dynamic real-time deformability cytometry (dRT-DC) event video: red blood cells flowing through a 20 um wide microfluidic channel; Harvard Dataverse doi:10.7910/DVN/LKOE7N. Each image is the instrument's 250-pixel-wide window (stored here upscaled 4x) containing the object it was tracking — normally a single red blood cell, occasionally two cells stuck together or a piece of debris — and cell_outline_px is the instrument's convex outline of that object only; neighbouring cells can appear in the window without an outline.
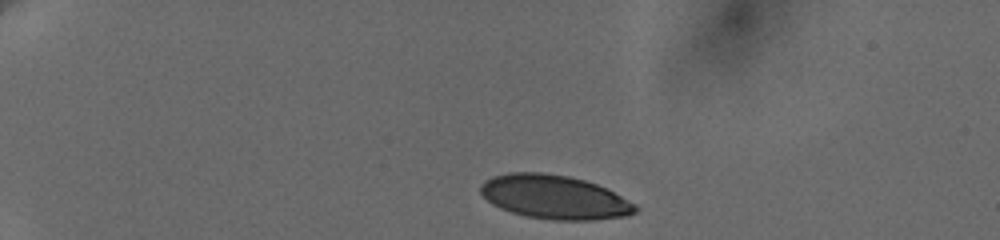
{"species": "human", "species_latin": "Homo sapiens", "temperature_condition": "cold", "stored_images_in_passage": 7, "camera_frame_rate_fps": 3000, "um_per_image_px": 0.085, "donor": {"sex": "female"}, "frame": {"image": 1, "passage_image": 1, "time_ms": 0.0, "image_size_px": [1000, 240], "cell_outline_px": [[640, 208], [636, 212], [628, 216], [592, 220], [552, 220], [528, 216], [512, 212], [500, 208], [492, 204], [480, 192], [480, 184], [484, 180], [492, 176], [512, 172], [540, 172], [568, 176], [584, 180], [596, 184], [636, 204]], "centroid_in_image_um": [47.12, 16.75], "position_along_channel_um": 37.9, "area_um2": 39.48}}
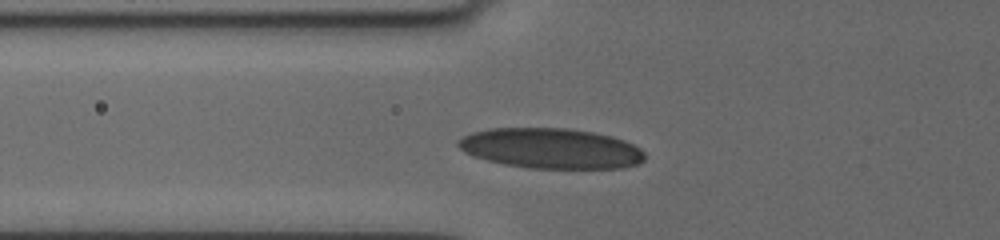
{"frame": {"image": 2, "passage_image": 5, "time_ms": 3.333, "image_size_px": [1000, 240], "cell_outline_px": [[644, 160], [636, 164], [624, 168], [528, 168], [504, 164], [472, 156], [464, 152], [456, 144], [456, 140], [472, 132], [492, 128], [564, 128], [592, 132], [612, 136], [624, 140], [640, 148], [644, 152]], "centroid_in_image_um": [46.81, 12.61], "position_along_channel_um": 79.0, "area_um2": 43.81}}
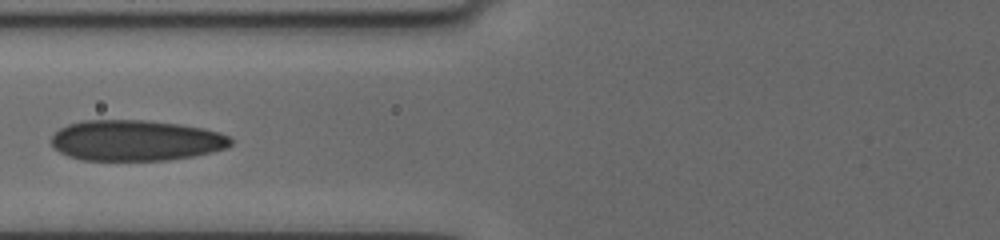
{"frame": {"image": 3, "passage_image": 6, "time_ms": 4.333, "image_size_px": [1000, 240], "cell_outline_px": [[232, 144], [228, 148], [212, 152], [192, 156], [168, 160], [80, 160], [68, 156], [52, 148], [52, 136], [60, 128], [68, 124], [84, 120], [148, 120], [180, 124], [204, 128], [220, 132], [228, 136], [232, 140]], "centroid_in_image_um": [11.55, 11.94], "position_along_channel_um": 114.2, "area_um2": 42.89}}